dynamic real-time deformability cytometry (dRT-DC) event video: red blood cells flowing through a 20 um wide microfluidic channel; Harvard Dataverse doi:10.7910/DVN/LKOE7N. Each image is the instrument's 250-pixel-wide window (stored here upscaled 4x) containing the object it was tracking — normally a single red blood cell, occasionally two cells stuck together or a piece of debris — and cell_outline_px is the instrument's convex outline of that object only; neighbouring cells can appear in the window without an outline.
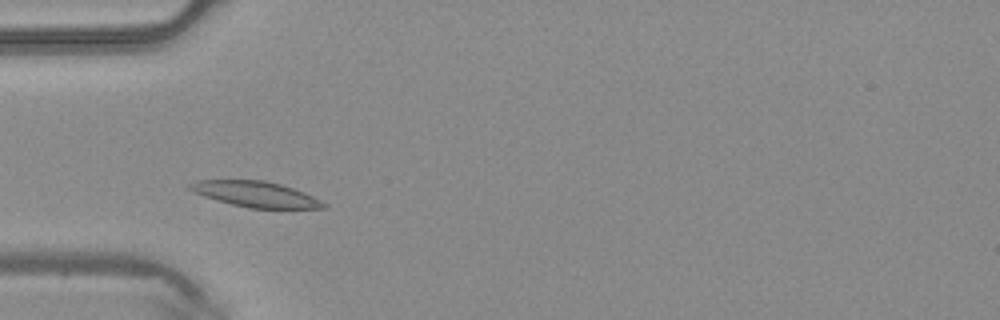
{"species": "common noctule bat (a hibernating species)", "species_latin": "Nyctalus noctula", "temperature_condition": "warm", "stored_images_in_passage": 3, "camera_frame_rate_fps": 3000, "um_per_image_px": 0.085, "animal": {"sex": "male", "body_mass_g": 20.4}, "frame": {"image": 1, "passage_image": 2, "time_ms": 0.333, "image_size_px": [1000, 320], "cell_outline_px": [[328, 208], [248, 208], [232, 204], [204, 196], [188, 188], [188, 184], [196, 180], [264, 180], [280, 184], [304, 192], [328, 204]], "centroid_in_image_um": [21.75, 16.5], "position_along_channel_um": 63.3, "area_um2": 19.77}}
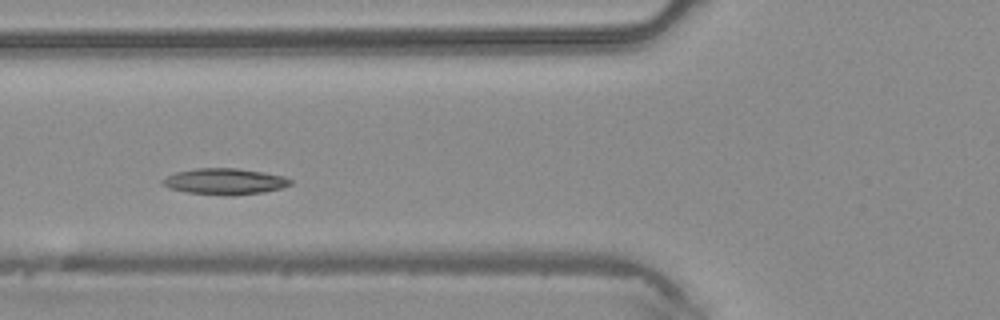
{"frame": {"image": 2, "passage_image": 3, "time_ms": 0.667, "image_size_px": [1000, 320], "cell_outline_px": [[292, 184], [280, 188], [264, 192], [232, 196], [228, 196], [184, 192], [168, 188], [160, 184], [160, 180], [176, 172], [196, 168], [236, 168], [284, 176], [292, 180]], "centroid_in_image_um": [19.06, 15.43], "position_along_channel_um": 106.7, "area_um2": 19.59}}